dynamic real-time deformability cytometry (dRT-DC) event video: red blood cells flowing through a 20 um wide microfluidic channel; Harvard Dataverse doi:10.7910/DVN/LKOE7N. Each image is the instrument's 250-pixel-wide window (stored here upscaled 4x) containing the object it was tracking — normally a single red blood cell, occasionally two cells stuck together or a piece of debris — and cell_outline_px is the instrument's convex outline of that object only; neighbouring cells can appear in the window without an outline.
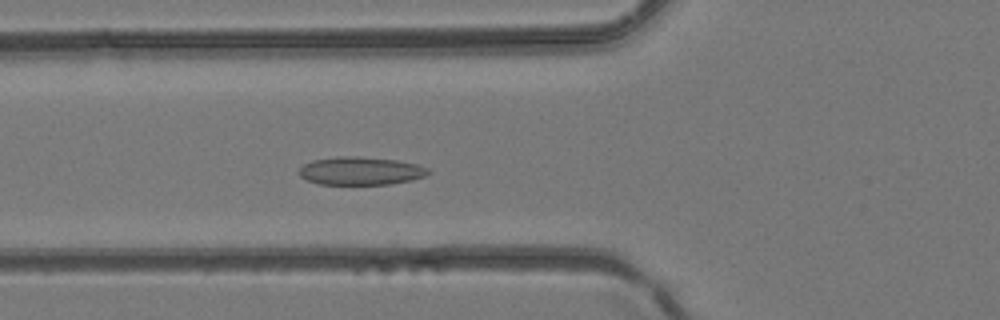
{"species": "common noctule bat (a hibernating species)", "species_latin": "Nyctalus noctula", "temperature_condition": "room temperature", "stored_images_in_passage": 20, "camera_frame_rate_fps": 3000, "um_per_image_px": 0.085, "animal": {"sex": "female", "body_mass_g": 24.6, "forearm_length_mm": 56.2}, "frame": {"image": 1, "passage_image": 10, "time_ms": 3.0, "image_size_px": [1000, 320], "cell_outline_px": [[432, 172], [424, 176], [412, 180], [392, 184], [320, 184], [308, 180], [300, 176], [296, 172], [304, 164], [312, 160], [336, 156], [356, 156], [396, 160], [416, 164], [428, 168]], "centroid_in_image_um": [30.64, 14.52], "position_along_channel_um": 95.2, "area_um2": 21.21}}
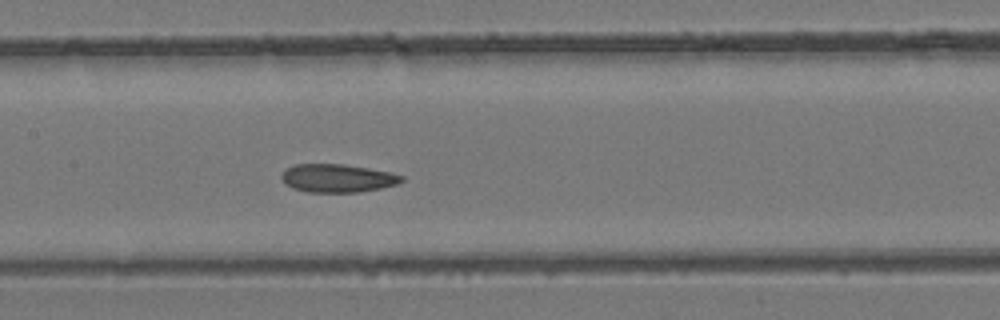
{"frame": {"image": 2, "passage_image": 15, "time_ms": 4.667, "image_size_px": [1000, 320], "cell_outline_px": [[404, 180], [396, 184], [380, 188], [360, 192], [308, 192], [292, 188], [280, 176], [288, 168], [296, 164], [344, 164], [392, 172], [404, 176]], "centroid_in_image_um": [28.73, 15.14], "position_along_channel_um": 178.7, "area_um2": 19.59}}
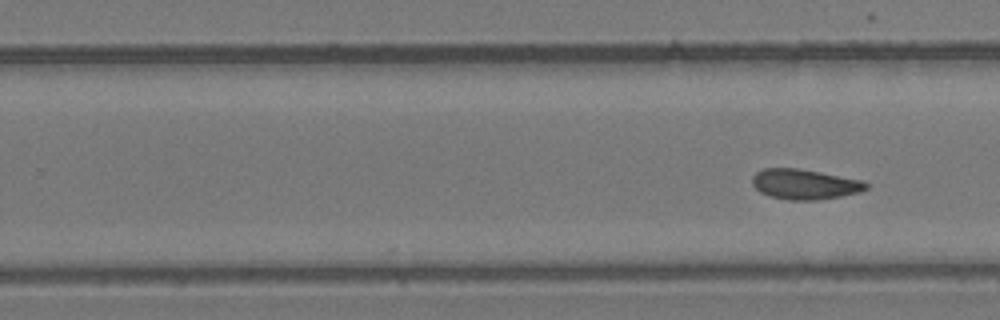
{"frame": {"image": 3, "passage_image": 20, "time_ms": 6.333, "image_size_px": [1000, 320], "cell_outline_px": [[868, 188], [860, 192], [820, 200], [788, 200], [772, 196], [760, 192], [752, 184], [752, 176], [756, 172], [764, 168], [796, 168], [820, 172], [864, 180], [868, 184]], "centroid_in_image_um": [68.41, 15.66], "position_along_channel_um": 261.4, "area_um2": 20.06}}